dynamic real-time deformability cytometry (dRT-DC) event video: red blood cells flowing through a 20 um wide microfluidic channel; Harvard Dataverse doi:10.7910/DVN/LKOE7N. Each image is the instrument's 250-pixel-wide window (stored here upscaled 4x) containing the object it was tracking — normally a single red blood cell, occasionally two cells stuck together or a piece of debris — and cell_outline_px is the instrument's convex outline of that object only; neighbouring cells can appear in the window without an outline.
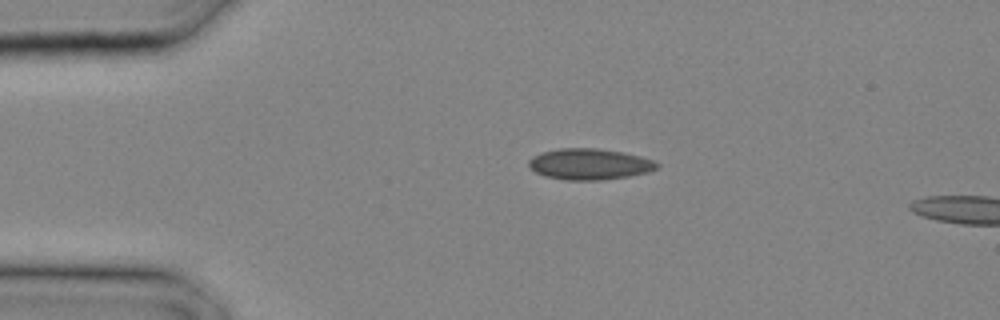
{"species": "common noctule bat (a hibernating species)", "species_latin": "Nyctalus noctula", "temperature_condition": "cold", "stored_images_in_passage": 3, "camera_frame_rate_fps": 3000, "um_per_image_px": 0.085, "animal": {"sex": "male", "body_mass_g": 20.4}, "frame": {"image": 1, "passage_image": 1, "time_ms": 0.0, "image_size_px": [1000, 320], "cell_outline_px": [[660, 164], [656, 168], [648, 172], [628, 176], [600, 180], [564, 180], [544, 176], [528, 168], [528, 160], [532, 156], [540, 152], [560, 148], [596, 148], [624, 152], [640, 156], [652, 160]], "centroid_in_image_um": [50.05, 13.95], "position_along_channel_um": 34.9, "area_um2": 23.35}}